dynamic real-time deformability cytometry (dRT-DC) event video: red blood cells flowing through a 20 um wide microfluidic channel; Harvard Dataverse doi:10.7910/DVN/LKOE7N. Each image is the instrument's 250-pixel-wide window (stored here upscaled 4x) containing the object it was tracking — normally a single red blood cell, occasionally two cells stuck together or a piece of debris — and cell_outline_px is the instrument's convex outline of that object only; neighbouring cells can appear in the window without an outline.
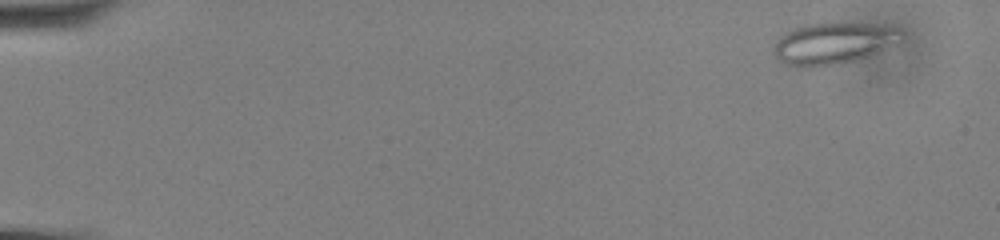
{"species": "common noctule bat (a hibernating species)", "species_latin": "Nyctalus noctula", "temperature_condition": "cold", "stored_images_in_passage": 56, "camera_frame_rate_fps": 3000, "um_per_image_px": 0.085, "animal": {"sex": "male", "body_mass_g": 13.0, "forearm_length_mm": 53.1}, "frame": {"image": 1, "passage_image": 2, "time_ms": 0.333, "image_size_px": [1000, 240], "cell_outline_px": [[904, 32], [884, 48], [868, 56], [840, 64], [812, 68], [796, 68], [784, 64], [772, 52], [776, 40], [780, 36], [792, 28], [804, 24], [836, 20], [852, 20], [900, 28]], "centroid_in_image_um": [70.74, 3.64], "position_along_channel_um": 14.3, "area_um2": 31.85}}
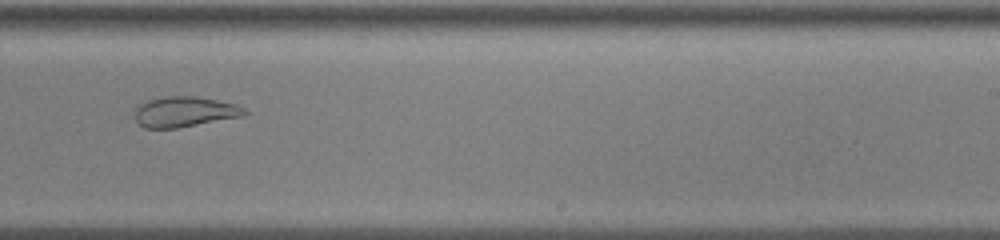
{"frame": {"image": 2, "passage_image": 36, "time_ms": 11.667, "image_size_px": [1000, 240], "cell_outline_px": [[248, 112], [244, 116], [176, 128], [144, 128], [136, 120], [136, 108], [140, 104], [148, 100], [164, 96], [196, 96], [236, 104], [244, 108]], "centroid_in_image_um": [15.7, 9.49], "position_along_channel_um": 273.3, "area_um2": 19.31}}
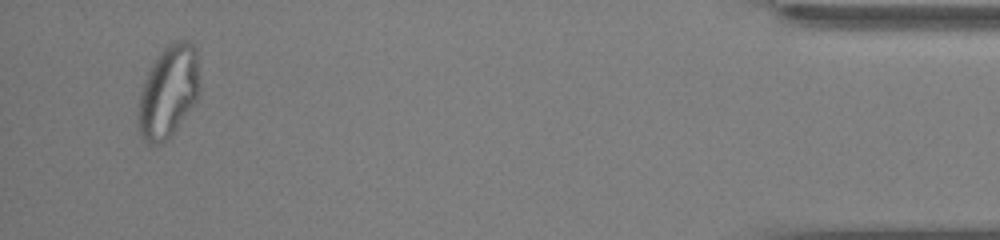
{"frame": {"image": 3, "passage_image": 54, "time_ms": 17.667, "image_size_px": [1000, 240], "cell_outline_px": [[200, 92], [196, 100], [172, 136], [168, 140], [156, 148], [148, 144], [140, 136], [140, 96], [144, 80], [152, 64], [164, 48], [168, 44], [176, 40], [188, 40], [196, 48], [200, 84]], "centroid_in_image_um": [14.35, 7.82], "position_along_channel_um": 420.8, "area_um2": 33.0}, "authors_computed_cell_mechanics": {"area_um2": 27.744, "velocity_mm_per_s": 3.5835, "shape_relaxation_time_tau1_ms": null, "shape_relaxation_time_tau2_ms": 2.4892, "deformation_change_tau1": null, "deformation_change_tau2": 0.0913}}